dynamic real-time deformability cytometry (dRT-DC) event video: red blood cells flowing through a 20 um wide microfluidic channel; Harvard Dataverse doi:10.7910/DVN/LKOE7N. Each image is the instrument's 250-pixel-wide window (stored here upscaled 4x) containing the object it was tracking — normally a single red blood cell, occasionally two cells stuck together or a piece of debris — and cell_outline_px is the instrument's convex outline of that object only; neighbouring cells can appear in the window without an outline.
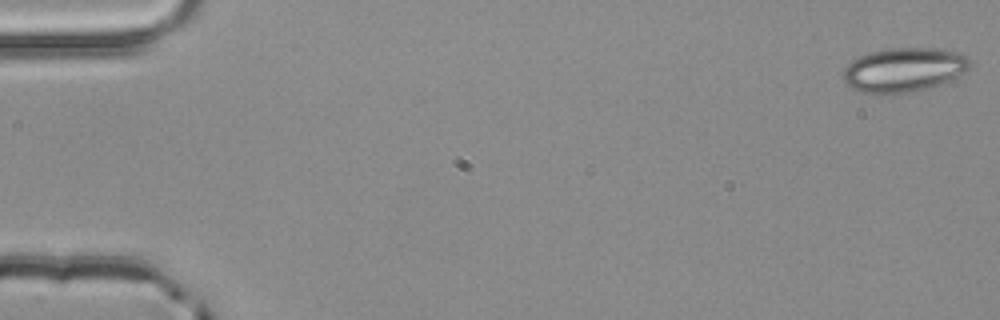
{"species": "common noctule bat (a hibernating species)", "species_latin": "Nyctalus noctula", "temperature_condition": "room temperature", "stored_images_in_passage": 4, "camera_frame_rate_fps": 3000, "um_per_image_px": 0.085, "animal": {"sex": "male", "body_mass_g": 20.4}, "frame": {"image": 1, "passage_image": 1, "time_ms": 0.0, "image_size_px": [1000, 320], "cell_outline_px": [[968, 68], [948, 80], [924, 88], [904, 92], [880, 96], [872, 96], [848, 88], [844, 80], [844, 68], [852, 60], [868, 52], [888, 48], [936, 48], [960, 52], [968, 56]], "centroid_in_image_um": [76.72, 5.94], "position_along_channel_um": 8.3, "area_um2": 32.66}}
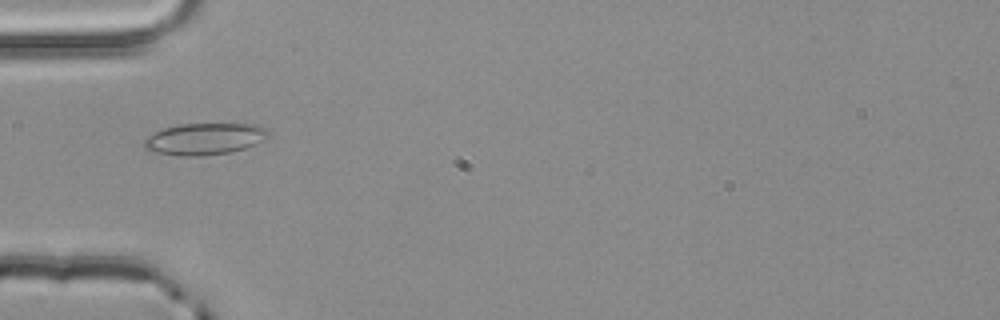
{"frame": {"image": 2, "passage_image": 4, "time_ms": 1.0, "image_size_px": [1000, 320], "cell_outline_px": [[268, 136], [256, 144], [244, 148], [228, 152], [200, 156], [184, 156], [156, 152], [144, 148], [144, 140], [148, 136], [164, 128], [180, 124], [260, 124], [268, 132]], "centroid_in_image_um": [17.39, 11.8], "position_along_channel_um": 67.6, "area_um2": 22.6}}